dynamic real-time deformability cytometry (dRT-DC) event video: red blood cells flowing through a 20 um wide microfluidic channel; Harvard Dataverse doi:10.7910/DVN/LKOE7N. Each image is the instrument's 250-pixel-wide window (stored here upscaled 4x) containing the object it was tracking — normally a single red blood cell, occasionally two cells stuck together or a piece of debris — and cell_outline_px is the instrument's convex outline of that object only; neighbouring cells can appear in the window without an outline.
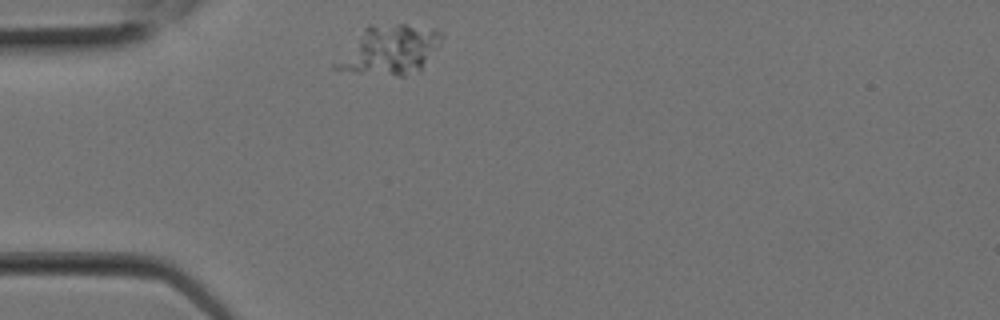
{"species": "Egyptian fruit bat (a non-hibernating species)", "species_latin": "Rousettus aegyptiacus", "temperature_condition": "room temperature", "stored_images_in_passage": 1, "camera_frame_rate_fps": 3000, "um_per_image_px": 0.085, "animal": {"sex": "female"}, "frame": {"image": 1, "passage_image": 1, "time_ms": 0.0, "image_size_px": [1000, 320], "cell_outline_px": [[444, 36], [440, 44], [420, 68], [404, 76], [396, 76], [360, 72], [332, 68], [332, 64], [364, 28], [368, 24], [404, 24], [436, 28]], "centroid_in_image_um": [33.12, 4.21], "position_along_channel_um": 51.9, "area_um2": 29.88}}